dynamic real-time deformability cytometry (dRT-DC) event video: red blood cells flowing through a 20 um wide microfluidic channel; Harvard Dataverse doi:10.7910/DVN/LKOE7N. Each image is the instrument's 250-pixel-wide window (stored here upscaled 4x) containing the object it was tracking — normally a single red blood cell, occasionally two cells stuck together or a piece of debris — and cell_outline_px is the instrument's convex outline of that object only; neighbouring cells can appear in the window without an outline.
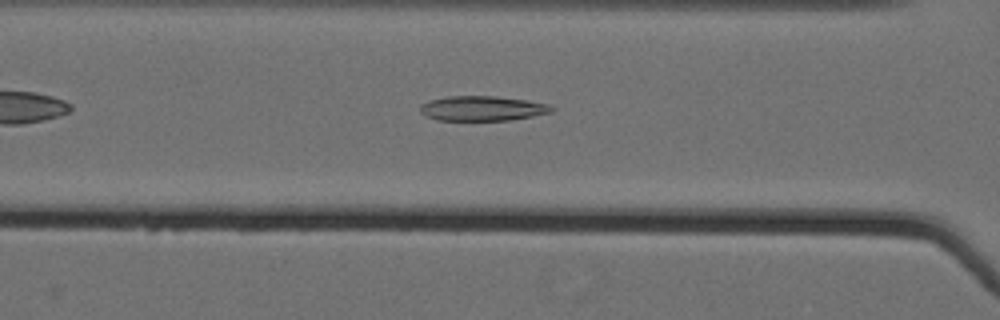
{"species": "Egyptian fruit bat (a non-hibernating species)", "species_latin": "Rousettus aegyptiacus", "temperature_condition": "cold", "stored_images_in_passage": 38, "camera_frame_rate_fps": 3000, "um_per_image_px": 0.085, "animal": {"sex": "female"}, "frame": {"image": 1, "passage_image": 10, "time_ms": 3.0, "image_size_px": [1000, 320], "cell_outline_px": [[556, 108], [552, 112], [532, 116], [508, 120], [436, 120], [420, 112], [420, 104], [432, 100], [448, 96], [496, 96], [524, 100], [548, 104]], "centroid_in_image_um": [41.0, 9.21], "position_along_channel_um": 125.6, "area_um2": 18.84}}
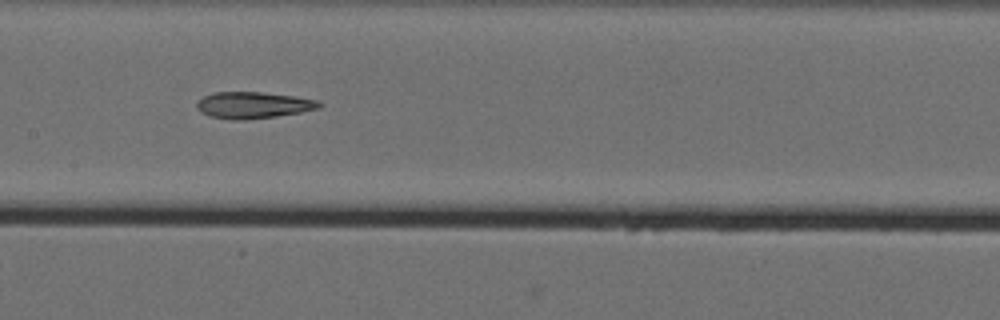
{"frame": {"image": 2, "passage_image": 15, "time_ms": 4.667, "image_size_px": [1000, 320], "cell_outline_px": [[324, 104], [320, 108], [300, 112], [276, 116], [244, 120], [232, 120], [212, 116], [200, 112], [196, 108], [196, 100], [212, 92], [264, 92], [320, 100]], "centroid_in_image_um": [21.52, 8.93], "position_along_channel_um": 185.9, "area_um2": 19.07}}
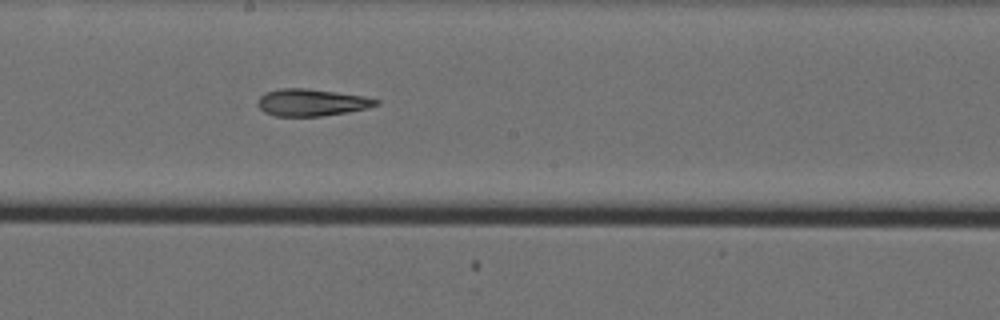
{"frame": {"image": 3, "passage_image": 18, "time_ms": 5.667, "image_size_px": [1000, 320], "cell_outline_px": [[380, 104], [368, 108], [348, 112], [320, 116], [276, 116], [264, 112], [256, 104], [260, 96], [268, 92], [280, 88], [308, 88], [364, 96], [380, 100]], "centroid_in_image_um": [26.5, 8.71], "position_along_channel_um": 221.7, "area_um2": 18.67}}